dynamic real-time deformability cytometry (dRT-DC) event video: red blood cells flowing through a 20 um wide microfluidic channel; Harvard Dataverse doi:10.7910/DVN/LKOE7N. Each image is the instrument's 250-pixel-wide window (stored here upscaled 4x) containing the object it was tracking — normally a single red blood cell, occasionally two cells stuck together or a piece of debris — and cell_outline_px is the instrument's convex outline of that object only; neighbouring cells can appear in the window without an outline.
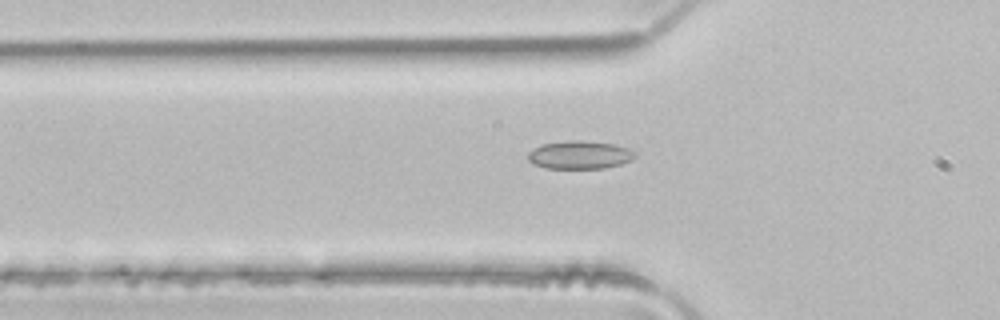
{"species": "common noctule bat (a hibernating species)", "species_latin": "Nyctalus noctula", "temperature_condition": "room temperature", "stored_images_in_passage": 22, "camera_frame_rate_fps": 3000, "um_per_image_px": 0.085, "animal": {"sex": "male", "body_mass_g": 21.5, "forearm_length_mm": 52.0}, "frame": {"image": 1, "passage_image": 3, "time_ms": 0.667, "image_size_px": [1000, 320], "cell_outline_px": [[636, 156], [632, 160], [620, 164], [604, 168], [544, 168], [532, 164], [528, 160], [528, 152], [532, 148], [544, 144], [568, 140], [580, 140], [612, 144], [628, 148], [636, 152]], "centroid_in_image_um": [49.25, 13.17], "position_along_channel_um": 76.5, "area_um2": 17.57}}
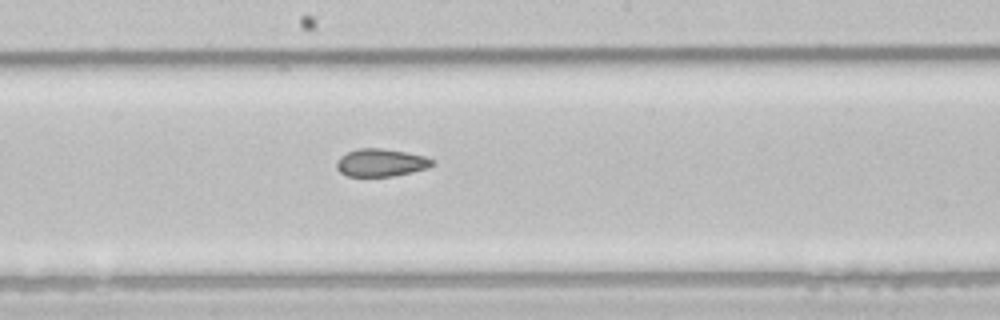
{"frame": {"image": 2, "passage_image": 13, "time_ms": 4.0, "image_size_px": [1000, 320], "cell_outline_px": [[436, 164], [428, 168], [412, 172], [392, 176], [348, 176], [340, 172], [336, 168], [336, 160], [340, 156], [348, 152], [360, 148], [380, 148], [408, 152], [424, 156], [436, 160]], "centroid_in_image_um": [32.41, 13.82], "position_along_channel_um": 215.8, "area_um2": 15.61}}
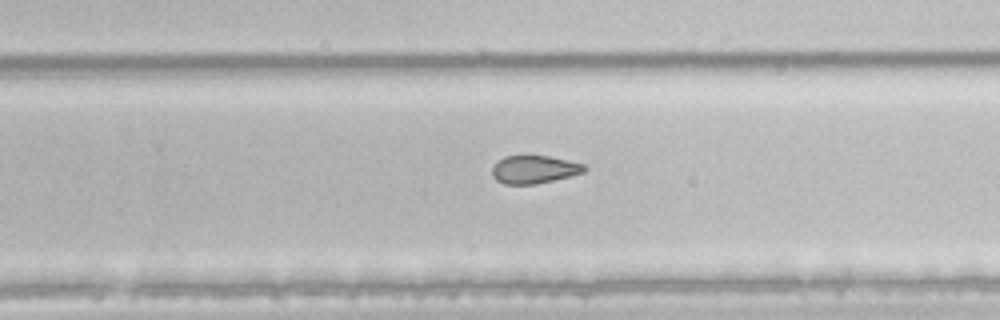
{"frame": {"image": 3, "passage_image": 18, "time_ms": 5.667, "image_size_px": [1000, 320], "cell_outline_px": [[588, 168], [584, 172], [536, 184], [504, 184], [496, 180], [492, 176], [492, 168], [504, 156], [548, 156], [568, 160], [584, 164]], "centroid_in_image_um": [45.41, 14.4], "position_along_channel_um": 284.4, "area_um2": 14.85}}